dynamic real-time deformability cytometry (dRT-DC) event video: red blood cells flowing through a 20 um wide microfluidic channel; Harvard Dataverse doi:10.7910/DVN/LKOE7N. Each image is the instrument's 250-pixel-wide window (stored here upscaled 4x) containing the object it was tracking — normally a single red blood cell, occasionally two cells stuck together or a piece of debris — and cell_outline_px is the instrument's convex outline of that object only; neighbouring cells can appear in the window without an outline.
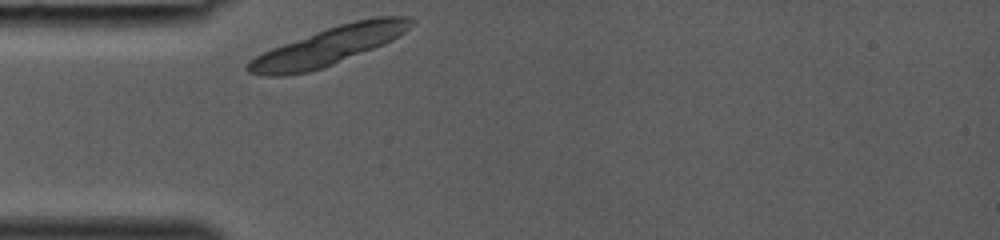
{"species": "common noctule bat (a hibernating species)", "species_latin": "Nyctalus noctula", "temperature_condition": "room temperature", "stored_images_in_passage": 24, "camera_frame_rate_fps": 3000, "um_per_image_px": 0.085, "animal": {"sex": "female", "body_mass_g": 19.0, "forearm_length_mm": 53.3}, "frame": {"image": 1, "passage_image": 1, "time_ms": 0.0, "image_size_px": [1000, 240], "cell_outline_px": [[416, 20], [404, 32], [392, 40], [384, 44], [324, 68], [308, 72], [284, 76], [264, 76], [248, 72], [244, 68], [256, 56], [272, 48], [316, 32], [340, 24], [356, 20], [376, 16], [408, 16]], "centroid_in_image_um": [27.95, 3.93], "position_along_channel_um": 57.0, "area_um2": 35.72}}